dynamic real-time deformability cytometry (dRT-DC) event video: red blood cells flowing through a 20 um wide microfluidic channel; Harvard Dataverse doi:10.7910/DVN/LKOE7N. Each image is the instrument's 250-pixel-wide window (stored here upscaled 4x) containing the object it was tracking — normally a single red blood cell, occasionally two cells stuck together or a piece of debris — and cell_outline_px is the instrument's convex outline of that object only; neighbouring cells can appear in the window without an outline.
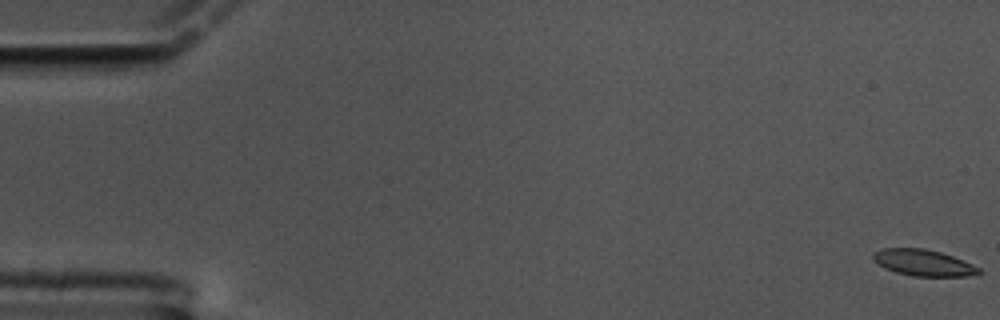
{"species": "common noctule bat (a hibernating species)", "species_latin": "Nyctalus noctula", "temperature_condition": "cold", "stored_images_in_passage": 61, "camera_frame_rate_fps": 3000, "um_per_image_px": 0.085, "animal": {"sex": "male", "body_mass_g": 17.5, "forearm_length_mm": 52.3}, "frame": {"image": 1, "passage_image": 1, "time_ms": 0.0, "image_size_px": [1000, 320], "cell_outline_px": [[984, 272], [968, 276], [912, 276], [896, 272], [884, 268], [872, 260], [872, 252], [884, 248], [924, 248], [940, 252], [952, 256], [972, 264], [980, 268]], "centroid_in_image_um": [78.46, 22.33], "position_along_channel_um": 6.5, "area_um2": 16.3}}
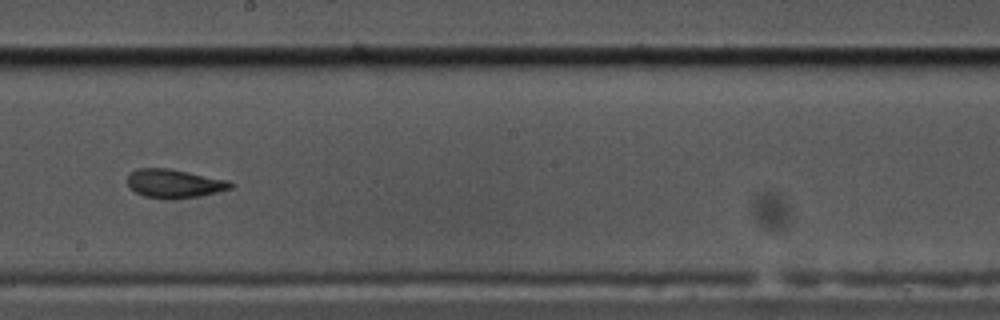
{"frame": {"image": 2, "passage_image": 35, "time_ms": 11.333, "image_size_px": [1000, 320], "cell_outline_px": [[232, 188], [200, 196], [168, 200], [144, 196], [136, 192], [128, 184], [128, 176], [136, 168], [168, 168], [228, 180], [232, 184]], "centroid_in_image_um": [14.8, 15.61], "position_along_channel_um": 233.4, "area_um2": 17.11}}
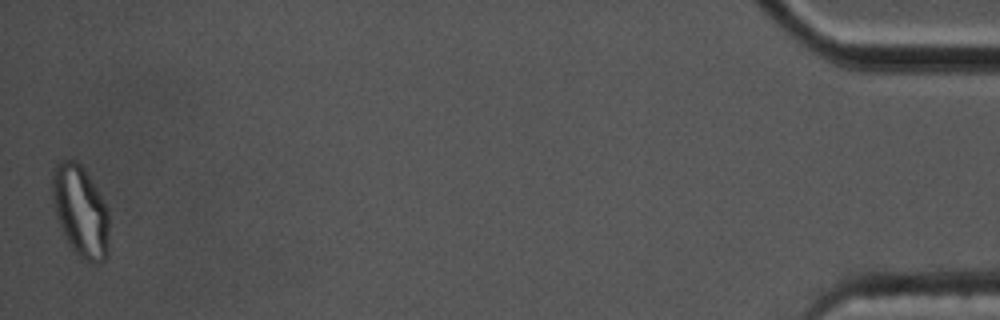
{"frame": {"image": 3, "passage_image": 61, "time_ms": 20.0, "image_size_px": [1000, 320], "cell_outline_px": [[108, 256], [100, 264], [92, 264], [80, 260], [76, 256], [68, 244], [56, 216], [52, 200], [52, 172], [56, 164], [64, 160], [76, 160], [80, 164], [88, 176], [108, 208]], "centroid_in_image_um": [6.84, 18.03], "position_along_channel_um": 428.4, "area_um2": 30.52}, "authors_computed_cell_mechanics": {"area_um2": 17.1666, "velocity_mm_per_s": 3.318, "shape_relaxation_time_tau1_ms": 10.3861, "shape_relaxation_time_tau2_ms": 2.3775, "deformation_change_tau1": 0.2132, "deformation_change_tau2": 0.073}}